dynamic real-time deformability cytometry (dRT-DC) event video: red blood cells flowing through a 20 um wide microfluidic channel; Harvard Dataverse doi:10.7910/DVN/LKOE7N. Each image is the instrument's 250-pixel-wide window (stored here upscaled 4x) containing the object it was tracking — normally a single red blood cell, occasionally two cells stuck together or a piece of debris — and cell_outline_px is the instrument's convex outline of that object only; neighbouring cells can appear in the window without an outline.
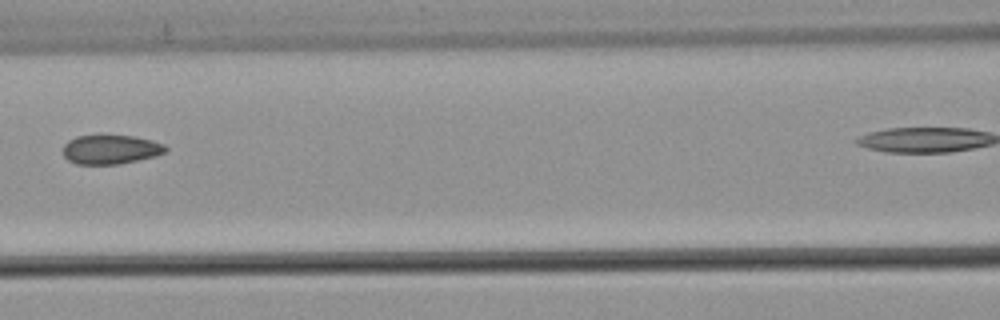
{"species": "common noctule bat (a hibernating species)", "species_latin": "Nyctalus noctula", "temperature_condition": "warm", "stored_images_in_passage": 4, "camera_frame_rate_fps": 3000, "um_per_image_px": 0.085, "animal": {"sex": "male", "body_mass_g": 21.5, "forearm_length_mm": 52.0}, "frame": {"image": 1, "passage_image": 3, "time_ms": 0.667, "image_size_px": [1000, 320], "cell_outline_px": [[168, 148], [164, 152], [156, 156], [116, 164], [76, 164], [68, 160], [64, 156], [64, 144], [68, 140], [76, 136], [136, 136], [152, 140], [164, 144]], "centroid_in_image_um": [9.4, 12.7], "position_along_channel_um": 157.2, "area_um2": 17.28}}